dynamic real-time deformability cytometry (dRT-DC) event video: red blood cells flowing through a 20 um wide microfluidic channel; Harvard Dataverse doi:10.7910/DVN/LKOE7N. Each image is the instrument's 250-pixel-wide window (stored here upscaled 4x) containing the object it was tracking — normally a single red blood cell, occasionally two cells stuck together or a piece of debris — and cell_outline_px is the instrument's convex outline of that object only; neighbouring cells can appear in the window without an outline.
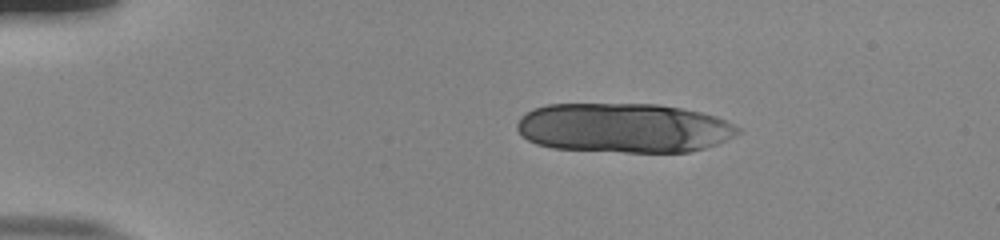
{"species": "human", "species_latin": "Homo sapiens", "temperature_condition": "room temperature", "stored_images_in_passage": 10, "camera_frame_rate_fps": 3000, "um_per_image_px": 0.085, "donor": {"sex": "male"}, "frame": {"image": 1, "passage_image": 1, "time_ms": 0.0, "image_size_px": [1000, 240], "cell_outline_px": [[744, 128], [740, 132], [716, 144], [704, 148], [688, 152], [624, 152], [552, 148], [536, 144], [520, 136], [516, 128], [516, 124], [520, 116], [532, 108], [548, 104], [660, 104], [684, 108], [716, 116]], "centroid_in_image_um": [52.99, 10.86], "position_along_channel_um": 32.0, "area_um2": 64.33}}